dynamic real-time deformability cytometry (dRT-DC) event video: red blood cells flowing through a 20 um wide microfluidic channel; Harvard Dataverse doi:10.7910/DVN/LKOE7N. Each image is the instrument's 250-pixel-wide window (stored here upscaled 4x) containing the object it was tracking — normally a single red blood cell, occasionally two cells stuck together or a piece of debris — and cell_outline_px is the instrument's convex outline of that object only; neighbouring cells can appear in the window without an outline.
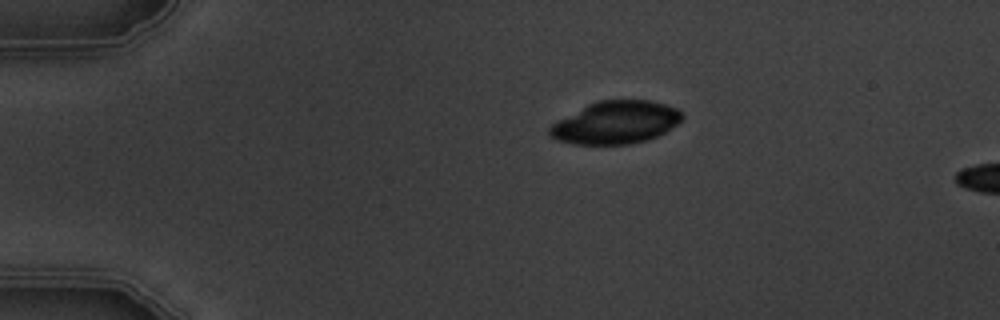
{"species": "common noctule bat (a hibernating species)", "species_latin": "Nyctalus noctula", "temperature_condition": "warm", "stored_images_in_passage": 2, "camera_frame_rate_fps": 3000, "um_per_image_px": 0.085, "animal": {"sex": "male", "body_mass_g": 19.5, "forearm_length_mm": 54.6}, "frame": {"image": 1, "passage_image": 1, "time_ms": 0.0, "image_size_px": [1000, 320], "cell_outline_px": [[684, 116], [676, 124], [664, 132], [648, 140], [628, 144], [572, 144], [556, 140], [548, 132], [548, 128], [552, 124], [588, 104], [596, 100], [652, 100], [676, 108]], "centroid_in_image_um": [52.33, 10.41], "position_along_channel_um": 32.7, "area_um2": 32.66}}